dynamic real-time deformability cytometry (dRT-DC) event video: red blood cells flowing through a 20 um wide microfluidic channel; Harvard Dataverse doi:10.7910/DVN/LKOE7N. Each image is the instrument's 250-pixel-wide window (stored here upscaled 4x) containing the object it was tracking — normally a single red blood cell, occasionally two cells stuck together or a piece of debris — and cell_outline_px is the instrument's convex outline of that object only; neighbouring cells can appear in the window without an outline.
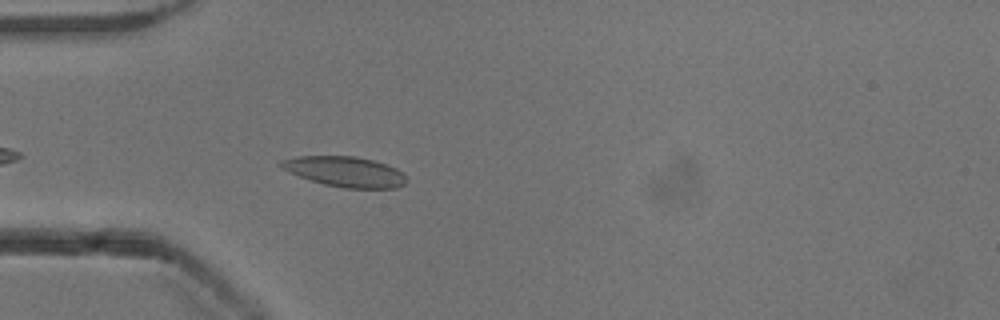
{"species": "common noctule bat (a hibernating species)", "species_latin": "Nyctalus noctula", "temperature_condition": "cold", "stored_images_in_passage": 34, "camera_frame_rate_fps": 3000, "um_per_image_px": 0.085, "animal": {"sex": "male", "body_mass_g": 13.3}, "frame": {"image": 1, "passage_image": 4, "time_ms": 1.0, "image_size_px": [1000, 320], "cell_outline_px": [[408, 180], [404, 184], [396, 188], [344, 188], [324, 184], [300, 176], [276, 164], [280, 160], [296, 156], [356, 156], [372, 160], [396, 168]], "centroid_in_image_um": [29.32, 14.58], "position_along_channel_um": 55.7, "area_um2": 21.85}}
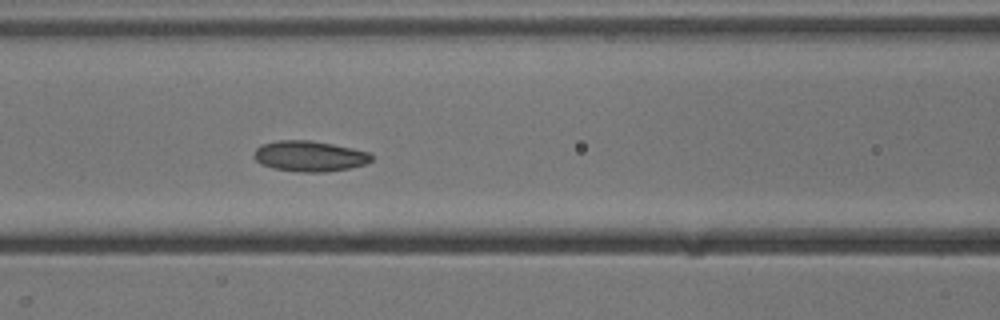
{"frame": {"image": 2, "passage_image": 11, "time_ms": 3.333, "image_size_px": [1000, 320], "cell_outline_px": [[372, 160], [364, 164], [348, 168], [324, 172], [300, 172], [272, 168], [260, 164], [252, 156], [256, 148], [260, 144], [276, 140], [308, 140], [332, 144], [352, 148], [368, 152], [372, 156]], "centroid_in_image_um": [26.24, 13.27], "position_along_channel_um": 140.4, "area_um2": 20.98}}
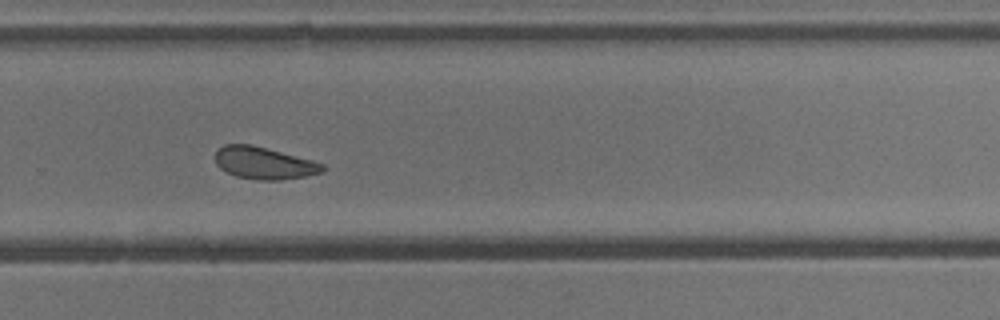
{"frame": {"image": 3, "passage_image": 24, "time_ms": 7.667, "image_size_px": [1000, 320], "cell_outline_px": [[324, 172], [308, 176], [280, 180], [256, 180], [236, 176], [220, 168], [216, 164], [216, 148], [224, 144], [252, 144], [312, 160], [324, 164]], "centroid_in_image_um": [22.44, 13.86], "position_along_channel_um": 307.4, "area_um2": 20.23}, "authors_computed_cell_mechanics": {"area_um2": 20.6057, "velocity_mm_per_s": 3.8707, "shape_relaxation_time_tau1_ms": 2.0768, "shape_relaxation_time_tau2_ms": 6.5963, "deformation_change_tau1": 0.0582, "deformation_change_tau2": 0.1325}}